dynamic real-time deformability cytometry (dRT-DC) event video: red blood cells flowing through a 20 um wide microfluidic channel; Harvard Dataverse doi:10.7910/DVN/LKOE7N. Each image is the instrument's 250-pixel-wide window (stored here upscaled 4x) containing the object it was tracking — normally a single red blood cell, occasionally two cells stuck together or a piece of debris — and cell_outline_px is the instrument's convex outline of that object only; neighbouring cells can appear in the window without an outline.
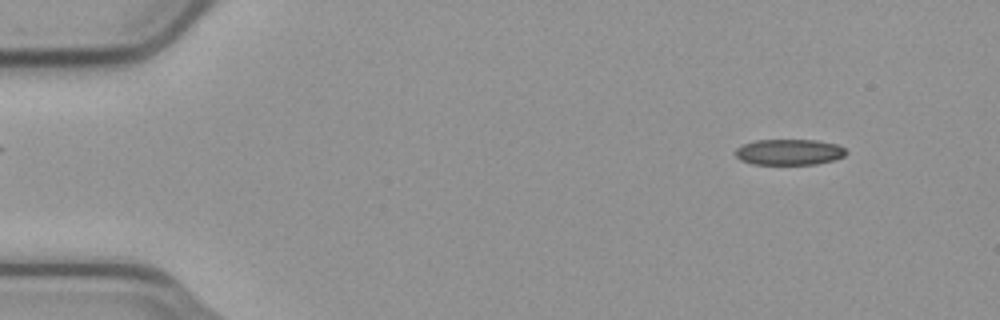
{"species": "common noctule bat (a hibernating species)", "species_latin": "Nyctalus noctula", "temperature_condition": "cold", "stored_images_in_passage": 55, "camera_frame_rate_fps": 3000, "um_per_image_px": 0.085, "animal": {"sex": "male", "body_mass_g": 23.1, "forearm_length_mm": 52.7}, "frame": {"image": 1, "passage_image": 5, "time_ms": 1.333, "image_size_px": [1000, 320], "cell_outline_px": [[848, 152], [844, 156], [832, 160], [816, 164], [752, 164], [740, 160], [736, 156], [736, 148], [744, 144], [756, 140], [816, 140], [836, 144], [844, 148]], "centroid_in_image_um": [67.08, 12.92], "position_along_channel_um": 17.9, "area_um2": 16.59}}
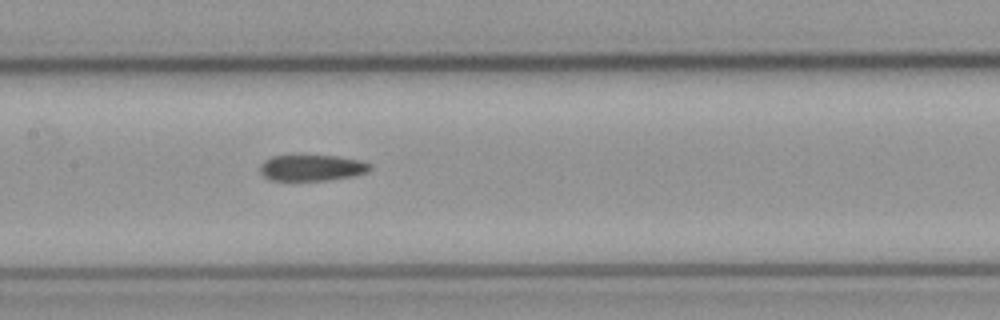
{"frame": {"image": 2, "passage_image": 26, "time_ms": 8.333, "image_size_px": [1000, 320], "cell_outline_px": [[372, 168], [368, 172], [352, 176], [324, 180], [268, 180], [260, 172], [260, 164], [264, 160], [272, 156], [292, 152], [296, 152], [336, 156], [360, 160], [372, 164]], "centroid_in_image_um": [26.45, 14.2], "position_along_channel_um": 180.9, "area_um2": 17.63}}
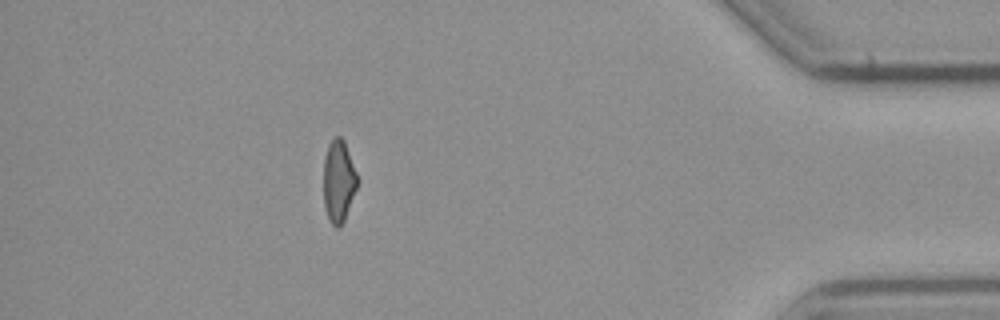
{"frame": {"image": 3, "passage_image": 48, "time_ms": 15.667, "image_size_px": [1000, 320], "cell_outline_px": [[360, 180], [344, 220], [340, 228], [336, 228], [328, 220], [324, 208], [324, 156], [328, 144], [336, 136], [340, 136], [344, 140]], "centroid_in_image_um": [28.79, 15.41], "position_along_channel_um": 406.4, "area_um2": 16.47}, "authors_computed_cell_mechanics": {"area_um2": 17.34, "velocity_mm_per_s": 3.7641, "shape_relaxation_time_tau1_ms": null, "shape_relaxation_time_tau2_ms": 3.4537, "deformation_change_tau1": null, "deformation_change_tau2": 0.1075}}